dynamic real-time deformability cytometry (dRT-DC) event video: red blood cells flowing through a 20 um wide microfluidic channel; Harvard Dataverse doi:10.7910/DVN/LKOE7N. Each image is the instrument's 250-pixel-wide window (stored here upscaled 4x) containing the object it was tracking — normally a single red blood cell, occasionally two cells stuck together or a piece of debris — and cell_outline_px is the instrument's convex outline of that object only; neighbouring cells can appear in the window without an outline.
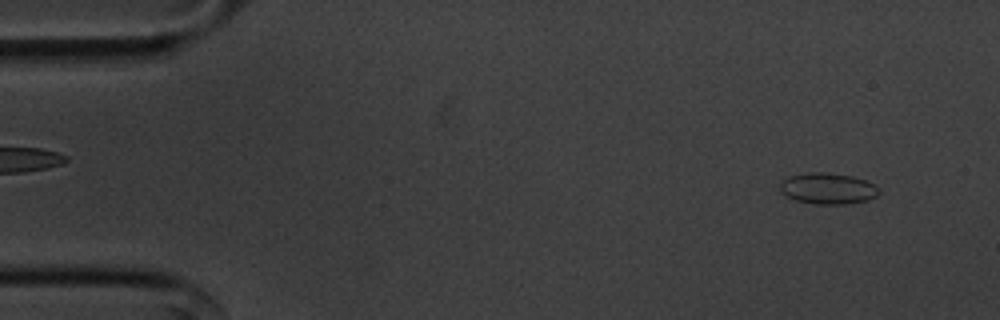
{"species": "common noctule bat (a hibernating species)", "species_latin": "Nyctalus noctula", "temperature_condition": "cold", "stored_images_in_passage": 54, "camera_frame_rate_fps": 3000, "um_per_image_px": 0.085, "animal": {"sex": "male", "body_mass_g": 20.1, "forearm_length_mm": 53.5}, "frame": {"image": 1, "passage_image": 3, "time_ms": 0.667, "image_size_px": [1000, 320], "cell_outline_px": [[880, 192], [876, 196], [868, 200], [844, 204], [816, 204], [796, 200], [780, 192], [780, 184], [784, 180], [792, 176], [808, 172], [824, 172], [852, 176], [876, 184], [880, 188]], "centroid_in_image_um": [70.41, 16.02], "position_along_channel_um": 14.6, "area_um2": 17.86}}
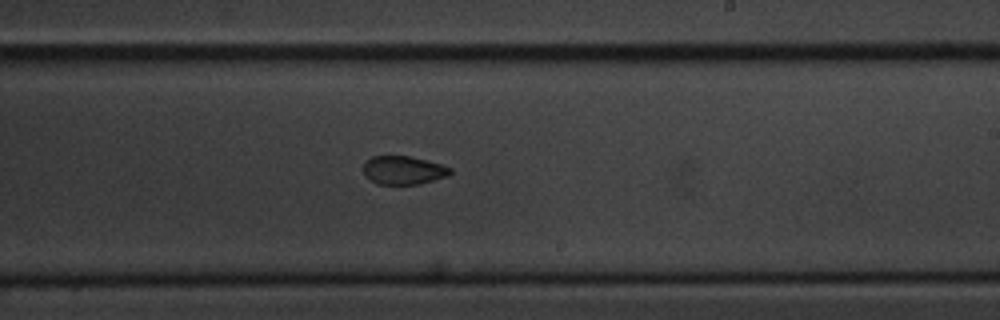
{"frame": {"image": 2, "passage_image": 31, "time_ms": 10.0, "image_size_px": [1000, 320], "cell_outline_px": [[452, 172], [448, 176], [420, 184], [376, 184], [364, 176], [364, 164], [372, 156], [408, 156], [440, 164], [452, 168]], "centroid_in_image_um": [34.29, 14.48], "position_along_channel_um": 254.7, "area_um2": 14.33}}
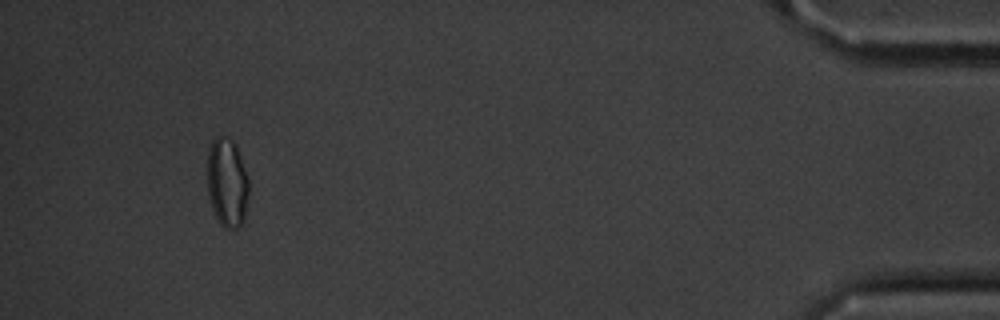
{"frame": {"image": 3, "passage_image": 50, "time_ms": 16.333, "image_size_px": [1000, 320], "cell_outline_px": [[248, 192], [244, 216], [240, 224], [236, 228], [224, 228], [220, 224], [212, 208], [208, 192], [208, 148], [212, 140], [216, 136], [220, 136], [232, 140], [236, 144], [248, 180]], "centroid_in_image_um": [19.29, 15.5], "position_along_channel_um": 415.9, "area_um2": 21.15}, "authors_computed_cell_mechanics": {"area_um2": 16.3574, "velocity_mm_per_s": 3.6273, "shape_relaxation_time_tau1_ms": 3.3613, "shape_relaxation_time_tau2_ms": 2.5469, "deformation_change_tau1": 0.0561, "deformation_change_tau2": 0.0717}}